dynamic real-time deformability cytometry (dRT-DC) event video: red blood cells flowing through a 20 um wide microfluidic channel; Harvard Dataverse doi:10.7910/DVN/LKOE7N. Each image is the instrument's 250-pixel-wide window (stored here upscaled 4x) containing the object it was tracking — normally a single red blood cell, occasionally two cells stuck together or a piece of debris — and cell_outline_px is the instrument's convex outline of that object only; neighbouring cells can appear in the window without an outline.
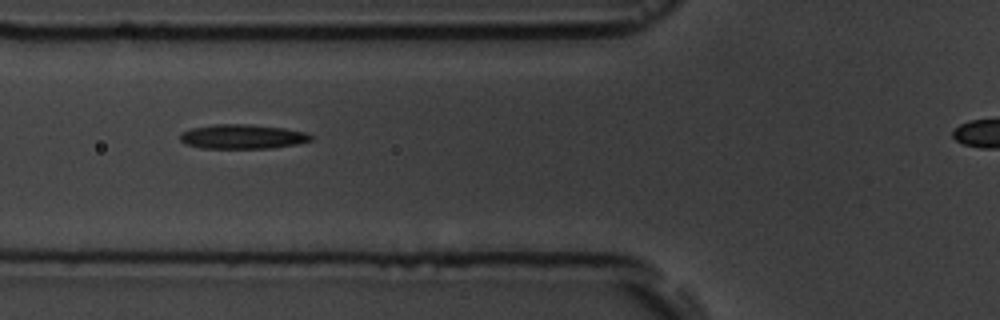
{"species": "common noctule bat (a hibernating species)", "species_latin": "Nyctalus noctula", "temperature_condition": "room temperature", "stored_images_in_passage": 4, "segment_of_instrument_passage": [1, 2], "camera_frame_rate_fps": 3000, "um_per_image_px": 0.085, "animal": {"sex": "male", "body_mass_g": 19.5, "forearm_length_mm": 54.6}, "frame": {"image": 1, "passage_image": 3, "time_ms": 2.333, "image_size_px": [1000, 320], "cell_outline_px": [[316, 136], [312, 140], [296, 144], [272, 148], [200, 148], [184, 144], [180, 140], [180, 132], [192, 128], [212, 124], [248, 124], [284, 128], [308, 132]], "centroid_in_image_um": [20.62, 11.61], "position_along_channel_um": 105.2, "area_um2": 18.9}}